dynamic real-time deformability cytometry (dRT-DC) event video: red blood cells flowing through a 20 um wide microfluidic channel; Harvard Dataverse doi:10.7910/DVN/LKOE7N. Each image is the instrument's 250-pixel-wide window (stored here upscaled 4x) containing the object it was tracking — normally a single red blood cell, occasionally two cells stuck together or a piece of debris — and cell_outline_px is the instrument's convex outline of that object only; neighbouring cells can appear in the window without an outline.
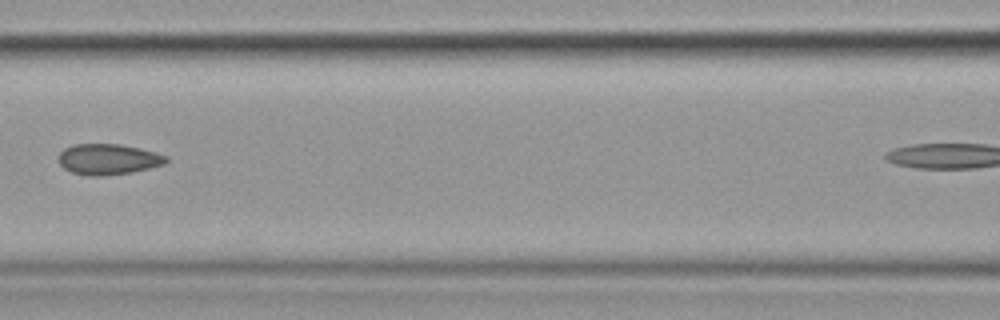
{"species": "common noctule bat (a hibernating species)", "species_latin": "Nyctalus noctula", "temperature_condition": "cold", "stored_images_in_passage": 9, "camera_frame_rate_fps": 3000, "um_per_image_px": 0.085, "animal": {"sex": "female", "body_mass_g": 19.9}, "frame": {"image": 1, "passage_image": 7, "time_ms": 7.333, "image_size_px": [1000, 320], "cell_outline_px": [[168, 160], [164, 164], [132, 172], [100, 176], [88, 176], [72, 172], [64, 168], [56, 160], [60, 152], [64, 148], [72, 144], [120, 144], [140, 148], [156, 152], [168, 156]], "centroid_in_image_um": [9.17, 13.53], "position_along_channel_um": 157.4, "area_um2": 19.42}}
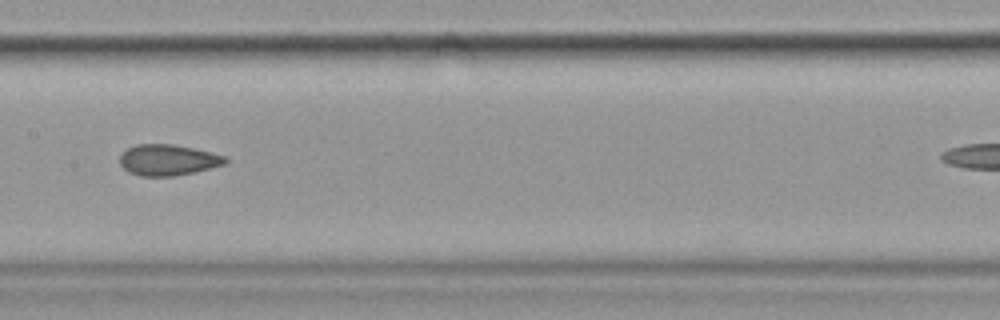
{"frame": {"image": 2, "passage_image": 8, "time_ms": 8.333, "image_size_px": [1000, 320], "cell_outline_px": [[228, 164], [192, 172], [172, 176], [140, 176], [128, 172], [120, 164], [120, 156], [128, 148], [136, 144], [172, 144], [212, 152], [224, 156], [228, 160]], "centroid_in_image_um": [14.28, 13.6], "position_along_channel_um": 193.1, "area_um2": 18.96}}